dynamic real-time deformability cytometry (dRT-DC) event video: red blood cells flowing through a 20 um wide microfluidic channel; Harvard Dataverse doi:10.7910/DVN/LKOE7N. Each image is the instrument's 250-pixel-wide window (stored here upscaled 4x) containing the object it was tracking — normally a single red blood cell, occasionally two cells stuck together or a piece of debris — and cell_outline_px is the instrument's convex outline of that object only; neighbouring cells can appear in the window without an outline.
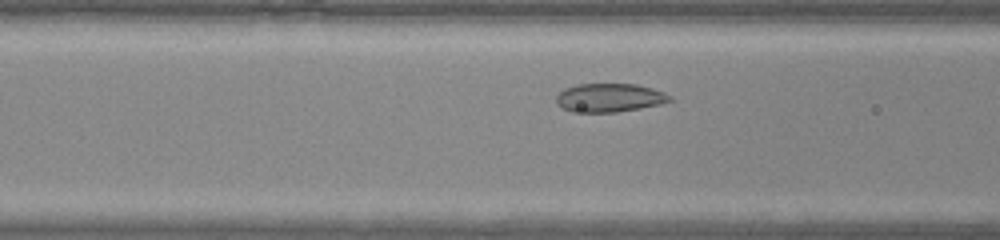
{"species": "common noctule bat (a hibernating species)", "species_latin": "Nyctalus noctula", "temperature_condition": "warm", "stored_images_in_passage": 32, "camera_frame_rate_fps": 3000, "um_per_image_px": 0.085, "animal": {"sex": "male", "body_mass_g": 20.0, "forearm_length_mm": 53.3}, "frame": {"image": 1, "passage_image": 9, "time_ms": 2.667, "image_size_px": [1000, 240], "cell_outline_px": [[672, 100], [660, 104], [640, 108], [616, 112], [572, 112], [560, 108], [556, 104], [556, 96], [564, 88], [576, 84], [636, 84], [652, 88], [664, 92], [672, 96]], "centroid_in_image_um": [51.77, 8.31], "position_along_channel_um": 114.8, "area_um2": 19.07}}
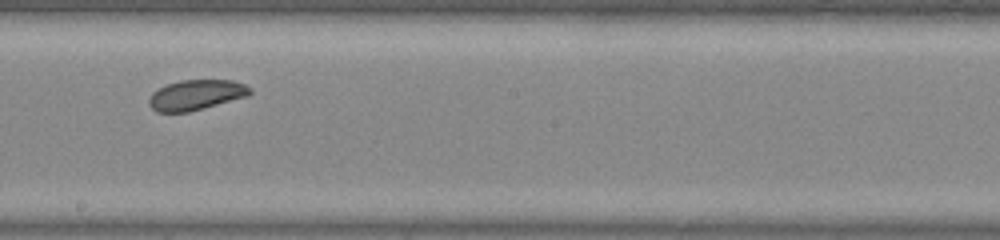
{"frame": {"image": 2, "passage_image": 17, "time_ms": 5.333, "image_size_px": [1000, 240], "cell_outline_px": [[252, 92], [248, 96], [188, 112], [156, 112], [148, 104], [148, 100], [152, 92], [168, 84], [180, 80], [232, 80], [244, 84], [252, 88]], "centroid_in_image_um": [16.67, 8.07], "position_along_channel_um": 231.5, "area_um2": 17.74}}
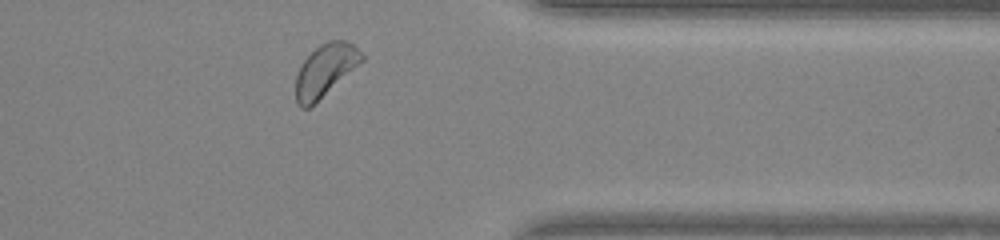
{"frame": {"image": 3, "passage_image": 28, "time_ms": 9.0, "image_size_px": [1000, 240], "cell_outline_px": [[364, 60], [308, 108], [300, 108], [296, 100], [296, 76], [304, 60], [320, 44], [328, 40], [344, 40], [352, 44], [364, 56]], "centroid_in_image_um": [27.63, 5.95], "position_along_channel_um": 383.8, "area_um2": 19.48}}